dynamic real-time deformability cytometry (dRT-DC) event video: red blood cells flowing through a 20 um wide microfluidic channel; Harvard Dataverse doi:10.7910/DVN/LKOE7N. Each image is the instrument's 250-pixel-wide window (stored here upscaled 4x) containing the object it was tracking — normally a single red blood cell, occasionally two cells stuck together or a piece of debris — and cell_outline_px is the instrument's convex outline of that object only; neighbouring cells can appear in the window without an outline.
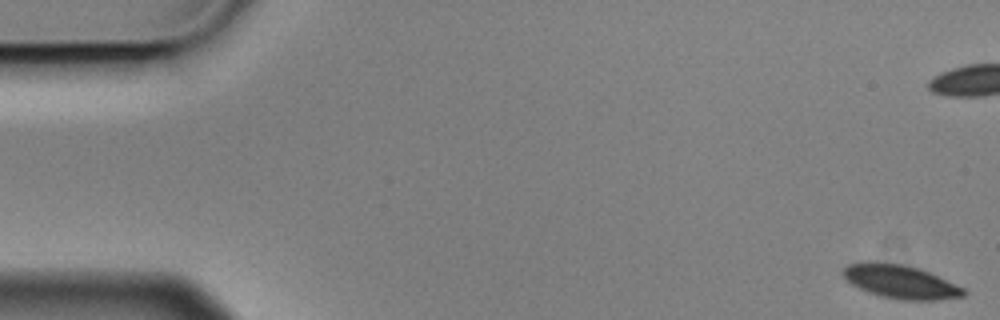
{"species": "Egyptian fruit bat (a non-hibernating species)", "species_latin": "Rousettus aegyptiacus", "temperature_condition": "cold", "stored_images_in_passage": 17, "camera_frame_rate_fps": 3000, "um_per_image_px": 0.085, "animal": {"sex": "male"}, "frame": {"image": 1, "passage_image": 1, "time_ms": 0.0, "image_size_px": [1000, 320], "cell_outline_px": [[964, 296], [936, 300], [900, 300], [880, 296], [868, 292], [852, 284], [844, 276], [844, 268], [848, 264], [872, 260], [900, 264], [916, 268], [928, 272], [964, 288]], "centroid_in_image_um": [76.51, 23.94], "position_along_channel_um": 8.5, "area_um2": 23.24}}
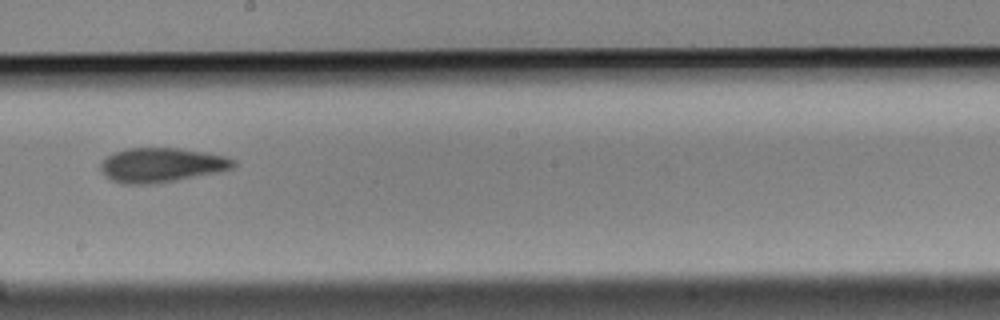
{"frame": {"image": 2, "passage_image": 11, "time_ms": 3.333, "image_size_px": [1000, 320], "cell_outline_px": [[236, 164], [232, 168], [220, 172], [176, 180], [152, 184], [120, 184], [112, 180], [100, 168], [100, 164], [108, 156], [116, 152], [128, 148], [180, 148], [224, 156], [236, 160]], "centroid_in_image_um": [13.75, 14.03], "position_along_channel_um": 234.4, "area_um2": 26.41}}
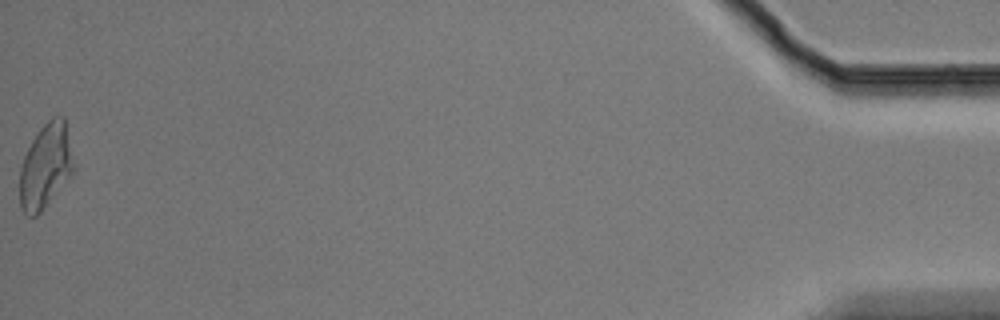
{"frame": {"image": 3, "passage_image": 17, "time_ms": 5.333, "image_size_px": [1000, 320], "cell_outline_px": [[76, 168], [72, 176], [40, 212], [36, 216], [28, 216], [20, 208], [20, 168], [24, 156], [32, 140], [40, 128], [52, 116], [64, 116], [76, 164]], "centroid_in_image_um": [3.92, 14.11], "position_along_channel_um": 431.3, "area_um2": 26.99}}